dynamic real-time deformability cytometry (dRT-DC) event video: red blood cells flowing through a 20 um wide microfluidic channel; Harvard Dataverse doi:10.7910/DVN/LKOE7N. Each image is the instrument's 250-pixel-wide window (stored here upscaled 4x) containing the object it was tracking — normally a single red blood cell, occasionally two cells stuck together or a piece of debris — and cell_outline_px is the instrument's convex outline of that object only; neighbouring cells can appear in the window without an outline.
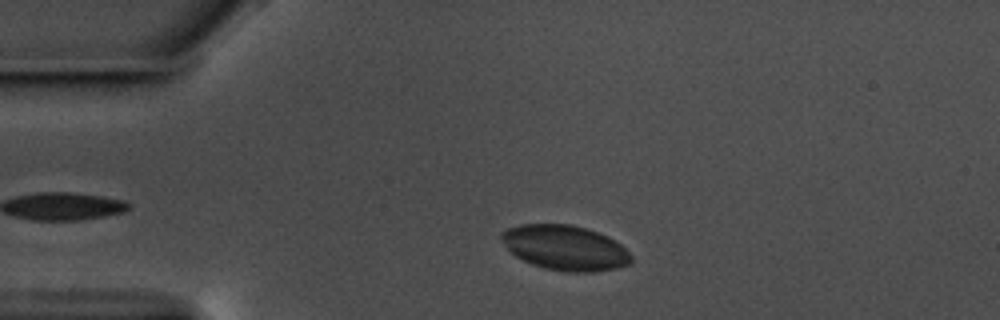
{"species": "common noctule bat (a hibernating species)", "species_latin": "Nyctalus noctula", "temperature_condition": "warm", "stored_images_in_passage": 45, "camera_frame_rate_fps": 3000, "um_per_image_px": 0.085, "animal": {"sex": "male", "body_mass_g": 17.5, "forearm_length_mm": 52.3}, "frame": {"image": 1, "passage_image": 7, "time_ms": 2.0, "image_size_px": [1000, 320], "cell_outline_px": [[632, 260], [628, 264], [616, 268], [592, 272], [564, 272], [544, 268], [532, 264], [516, 256], [504, 244], [500, 236], [500, 232], [508, 228], [520, 224], [572, 224], [608, 236], [620, 244], [632, 256]], "centroid_in_image_um": [48.02, 21.06], "position_along_channel_um": 37.0, "area_um2": 33.87}}
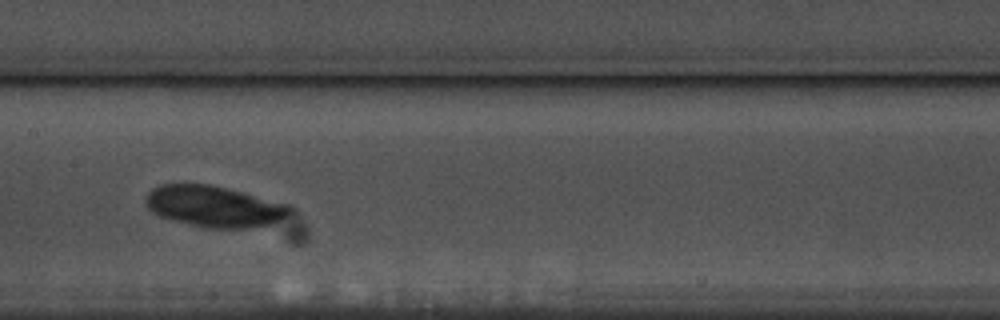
{"frame": {"image": 2, "passage_image": 23, "time_ms": 7.333, "image_size_px": [1000, 320], "cell_outline_px": [[292, 212], [280, 220], [272, 224], [248, 228], [204, 228], [160, 216], [152, 212], [148, 208], [144, 200], [148, 192], [152, 188], [160, 184], [208, 184], [228, 188], [292, 204]], "centroid_in_image_um": [18.24, 17.54], "position_along_channel_um": 189.2, "area_um2": 34.91}}
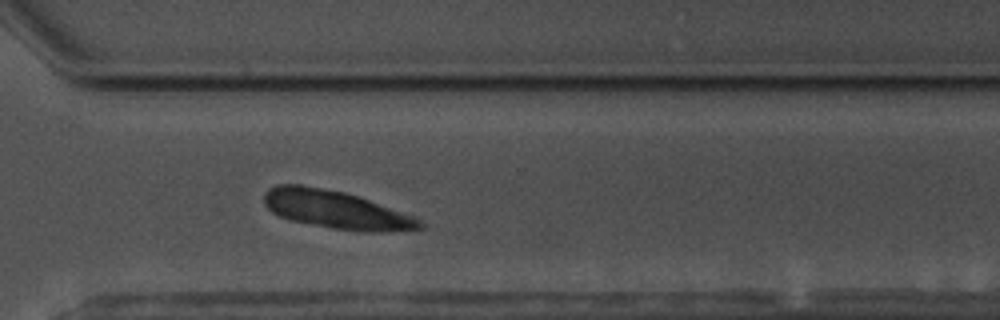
{"frame": {"image": 3, "passage_image": 36, "time_ms": 11.667, "image_size_px": [1000, 320], "cell_outline_px": [[424, 228], [384, 232], [360, 232], [332, 228], [288, 220], [272, 212], [264, 204], [264, 192], [268, 188], [276, 184], [300, 184], [344, 192], [368, 200], [412, 216], [420, 220], [424, 224]], "centroid_in_image_um": [28.5, 17.83], "position_along_channel_um": 342.1, "area_um2": 34.39}}